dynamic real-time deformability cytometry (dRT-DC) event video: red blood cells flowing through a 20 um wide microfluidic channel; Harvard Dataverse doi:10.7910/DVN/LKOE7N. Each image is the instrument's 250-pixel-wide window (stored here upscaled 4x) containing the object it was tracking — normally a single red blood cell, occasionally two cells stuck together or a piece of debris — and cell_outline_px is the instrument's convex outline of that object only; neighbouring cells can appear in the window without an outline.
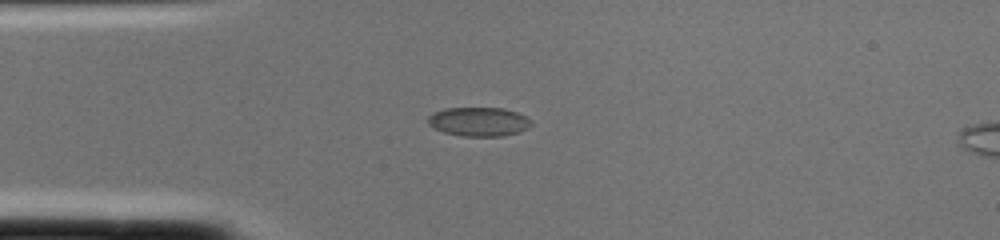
{"species": "common noctule bat (a hibernating species)", "species_latin": "Nyctalus noctula", "temperature_condition": "cold", "stored_images_in_passage": 2, "camera_frame_rate_fps": 3000, "um_per_image_px": 0.085, "animal": {"sex": "female", "body_mass_g": 22.0, "forearm_length_mm": 56.7}, "frame": {"image": 1, "passage_image": 1, "time_ms": 0.0, "image_size_px": [1000, 240], "cell_outline_px": [[532, 124], [528, 128], [520, 132], [504, 136], [460, 136], [444, 132], [428, 124], [428, 116], [432, 112], [444, 108], [504, 108], [516, 112], [532, 120]], "centroid_in_image_um": [40.7, 10.34], "position_along_channel_um": 44.3, "area_um2": 17.57}}